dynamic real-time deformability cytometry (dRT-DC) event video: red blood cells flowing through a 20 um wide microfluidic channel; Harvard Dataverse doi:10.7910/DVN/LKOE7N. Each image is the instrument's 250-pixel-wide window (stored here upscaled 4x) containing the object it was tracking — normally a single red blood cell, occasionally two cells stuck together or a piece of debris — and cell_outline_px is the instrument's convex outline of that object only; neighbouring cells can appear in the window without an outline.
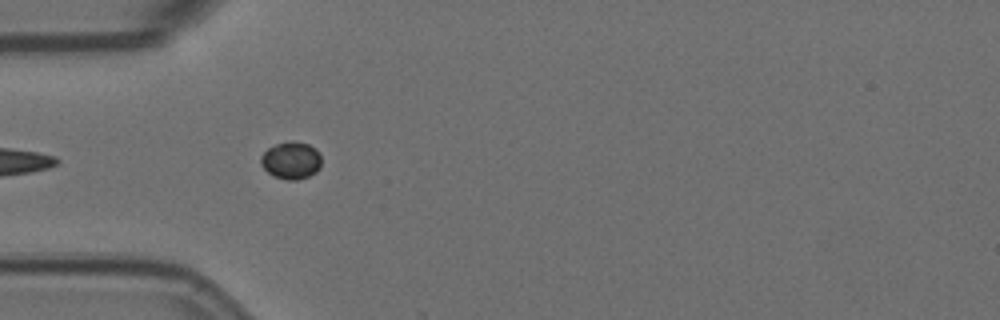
{"species": "Egyptian fruit bat (a non-hibernating species)", "species_latin": "Rousettus aegyptiacus", "temperature_condition": "room temperature", "stored_images_in_passage": 5, "segment_of_instrument_passage": [2, 2], "camera_frame_rate_fps": 3000, "um_per_image_px": 0.085, "animal": {"sex": "female"}, "frame": {"image": 1, "passage_image": 4, "time_ms": 1.0, "image_size_px": [1000, 320], "cell_outline_px": [[320, 168], [316, 172], [308, 176], [296, 180], [288, 180], [272, 176], [260, 164], [260, 156], [268, 148], [276, 144], [292, 140], [308, 144], [316, 148], [320, 152]], "centroid_in_image_um": [24.74, 13.63], "position_along_channel_um": 60.3, "area_um2": 13.29}}
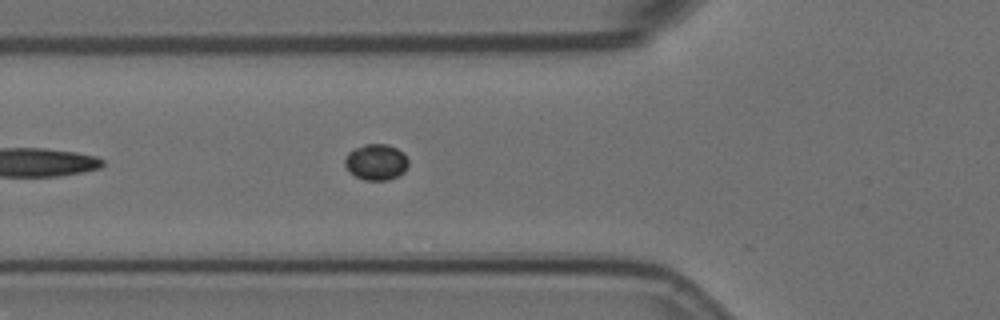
{"frame": {"image": 2, "passage_image": 5, "time_ms": 1.333, "image_size_px": [1000, 320], "cell_outline_px": [[408, 168], [404, 172], [388, 180], [364, 180], [356, 176], [344, 164], [344, 160], [348, 152], [364, 144], [388, 144], [404, 152], [408, 160]], "centroid_in_image_um": [32.0, 13.76], "position_along_channel_um": 93.8, "area_um2": 13.29}}